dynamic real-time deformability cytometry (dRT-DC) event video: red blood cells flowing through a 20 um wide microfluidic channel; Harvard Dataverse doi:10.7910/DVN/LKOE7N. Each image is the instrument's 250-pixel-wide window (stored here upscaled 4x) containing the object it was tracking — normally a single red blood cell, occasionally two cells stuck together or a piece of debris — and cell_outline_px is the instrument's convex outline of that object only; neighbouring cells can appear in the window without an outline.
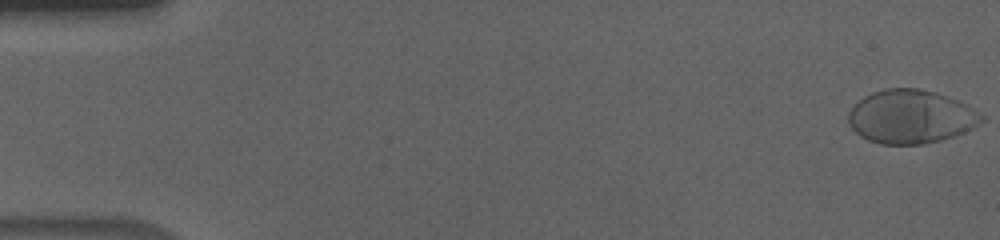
{"species": "human", "species_latin": "Homo sapiens", "temperature_condition": "cold", "stored_images_in_passage": 57, "camera_frame_rate_fps": 3000, "um_per_image_px": 0.085, "donor": {"sex": "male"}, "frame": {"image": 1, "passage_image": 1, "time_ms": 0.0, "image_size_px": [1000, 240], "cell_outline_px": [[984, 120], [972, 128], [964, 132], [940, 140], [920, 144], [880, 144], [868, 140], [860, 136], [848, 124], [848, 112], [864, 96], [872, 92], [884, 88], [916, 88], [936, 92], [948, 96], [972, 108], [984, 116]], "centroid_in_image_um": [77.39, 9.91], "position_along_channel_um": 7.6, "area_um2": 41.38}}
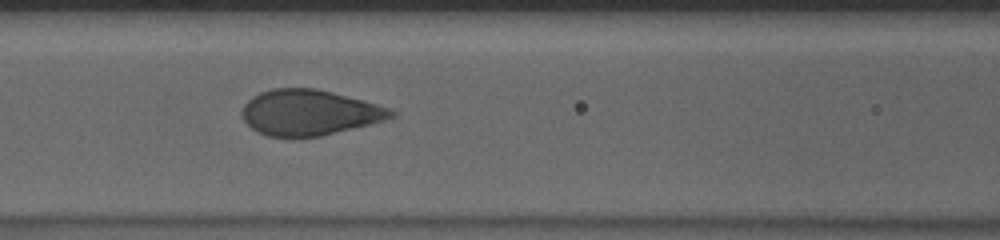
{"frame": {"image": 2, "passage_image": 25, "time_ms": 8.0, "image_size_px": [1000, 240], "cell_outline_px": [[396, 116], [384, 120], [320, 136], [268, 136], [256, 132], [240, 116], [240, 112], [244, 104], [252, 96], [260, 92], [272, 88], [316, 88], [332, 92], [392, 108], [396, 112]], "centroid_in_image_um": [26.26, 9.55], "position_along_channel_um": 140.3, "area_um2": 39.42}}
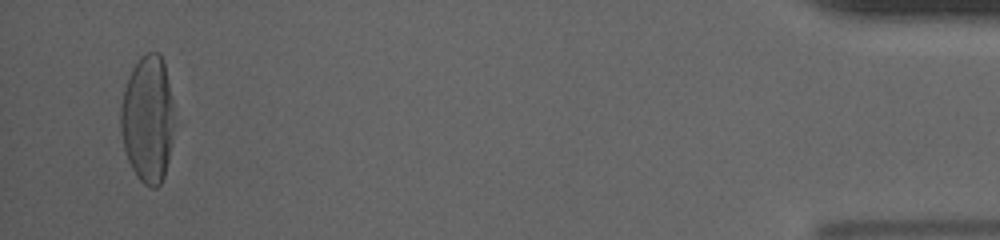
{"frame": {"image": 3, "passage_image": 55, "time_ms": 18.0, "image_size_px": [1000, 240], "cell_outline_px": [[180, 120], [164, 176], [160, 184], [156, 188], [148, 188], [136, 176], [128, 160], [124, 148], [120, 128], [120, 104], [124, 88], [128, 76], [132, 68], [140, 56], [144, 52], [160, 52], [164, 60]], "centroid_in_image_um": [12.64, 10.09], "position_along_channel_um": 422.6, "area_um2": 42.08}, "authors_computed_cell_mechanics": {"area_um2": 41.4426, "velocity_mm_per_s": 3.612, "shape_relaxation_time_tau1_ms": 4.7489, "shape_relaxation_time_tau2_ms": null, "deformation_change_tau1": 0.1979, "deformation_change_tau2": null}}